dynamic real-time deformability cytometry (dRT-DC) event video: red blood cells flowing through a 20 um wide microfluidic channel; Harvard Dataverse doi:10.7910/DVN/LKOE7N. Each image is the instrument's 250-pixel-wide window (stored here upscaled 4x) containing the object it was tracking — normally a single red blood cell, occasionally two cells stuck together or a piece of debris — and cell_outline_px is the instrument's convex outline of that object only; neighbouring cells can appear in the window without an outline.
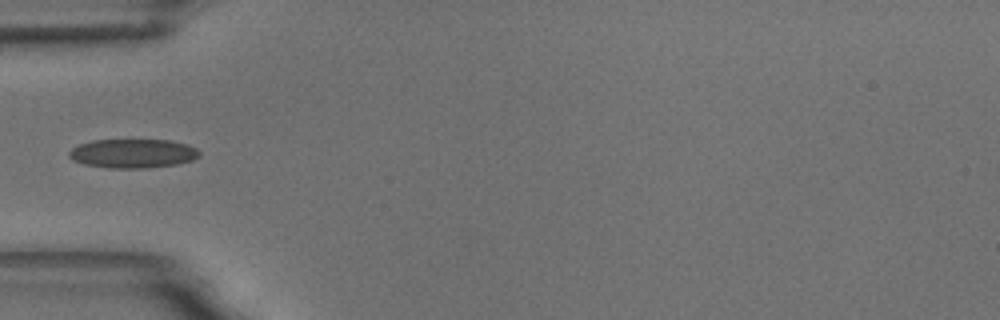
{"species": "common noctule bat (a hibernating species)", "species_latin": "Nyctalus noctula", "temperature_condition": "room temperature", "stored_images_in_passage": 6, "camera_frame_rate_fps": 3000, "um_per_image_px": 0.085, "animal": {"sex": "male", "body_mass_g": 18.8}, "frame": {"image": 1, "passage_image": 6, "time_ms": 5.667, "image_size_px": [1000, 320], "cell_outline_px": [[200, 156], [192, 160], [176, 164], [148, 168], [108, 168], [84, 164], [72, 160], [68, 156], [68, 152], [72, 148], [80, 144], [92, 140], [168, 140], [188, 144], [196, 148], [200, 152]], "centroid_in_image_um": [11.29, 13.04], "position_along_channel_um": 73.7, "area_um2": 22.14}}